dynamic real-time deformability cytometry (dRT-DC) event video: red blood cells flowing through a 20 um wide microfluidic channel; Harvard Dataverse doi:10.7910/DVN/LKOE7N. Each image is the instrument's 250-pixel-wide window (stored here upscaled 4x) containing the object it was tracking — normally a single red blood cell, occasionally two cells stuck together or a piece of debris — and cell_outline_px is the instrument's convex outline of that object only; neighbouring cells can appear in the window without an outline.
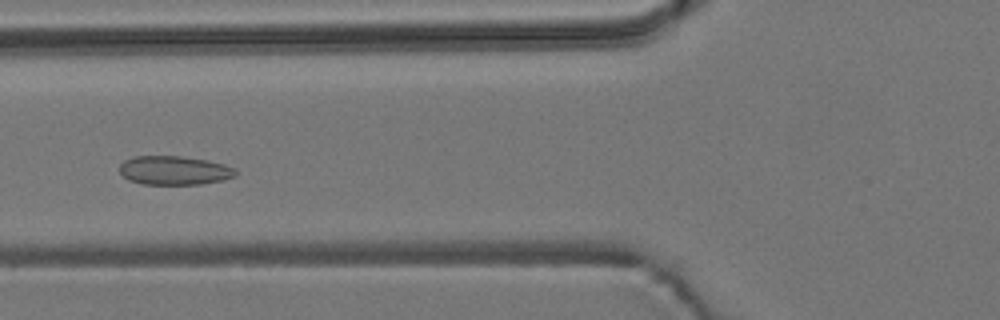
{"species": "common noctule bat (a hibernating species)", "species_latin": "Nyctalus noctula", "temperature_condition": "room temperature", "stored_images_in_passage": 53, "camera_frame_rate_fps": 3000, "um_per_image_px": 0.085, "animal": {"sex": "male", "body_mass_g": 19.2, "forearm_length_mm": 51.8}, "frame": {"image": 1, "passage_image": 19, "time_ms": 6.0, "image_size_px": [1000, 320], "cell_outline_px": [[236, 176], [224, 180], [200, 184], [144, 184], [128, 180], [120, 172], [120, 164], [124, 160], [136, 156], [180, 156], [208, 160], [224, 164], [236, 168]], "centroid_in_image_um": [14.84, 14.48], "position_along_channel_um": 111.0, "area_um2": 19.59}}
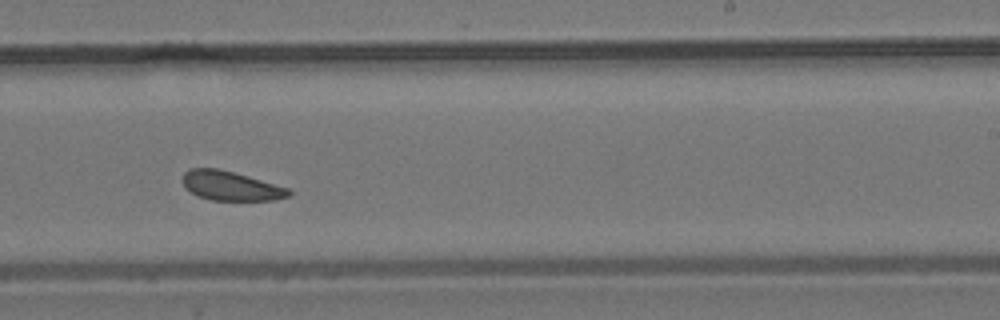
{"frame": {"image": 2, "passage_image": 32, "time_ms": 10.333, "image_size_px": [1000, 320], "cell_outline_px": [[292, 196], [276, 200], [212, 200], [200, 196], [184, 188], [184, 172], [188, 168], [220, 168], [248, 176], [288, 188], [292, 192]], "centroid_in_image_um": [19.64, 15.79], "position_along_channel_um": 269.4, "area_um2": 18.09}}
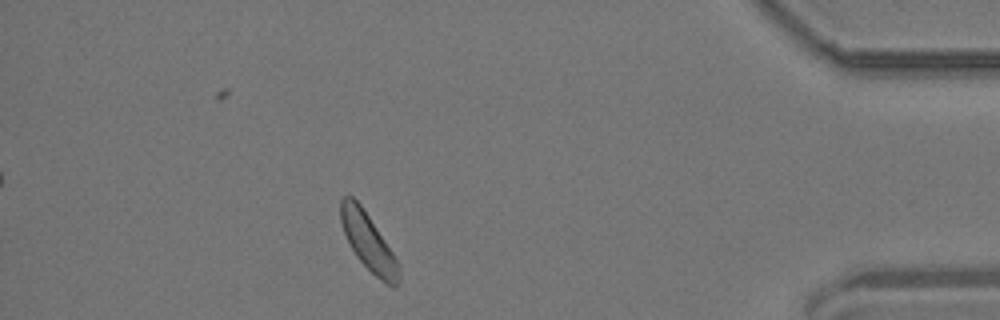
{"frame": {"image": 3, "passage_image": 47, "time_ms": 15.333, "image_size_px": [1000, 320], "cell_outline_px": [[400, 280], [396, 288], [392, 288], [380, 280], [356, 256], [344, 232], [340, 220], [340, 200], [344, 196], [352, 196], [360, 204], [400, 264]], "centroid_in_image_um": [31.33, 20.61], "position_along_channel_um": 403.9, "area_um2": 19.07}, "authors_computed_cell_mechanics": {"area_um2": 19.3052, "velocity_mm_per_s": 3.6642, "shape_relaxation_time_tau1_ms": null, "shape_relaxation_time_tau2_ms": 5.4783, "deformation_change_tau1": null, "deformation_change_tau2": 0.1083}}